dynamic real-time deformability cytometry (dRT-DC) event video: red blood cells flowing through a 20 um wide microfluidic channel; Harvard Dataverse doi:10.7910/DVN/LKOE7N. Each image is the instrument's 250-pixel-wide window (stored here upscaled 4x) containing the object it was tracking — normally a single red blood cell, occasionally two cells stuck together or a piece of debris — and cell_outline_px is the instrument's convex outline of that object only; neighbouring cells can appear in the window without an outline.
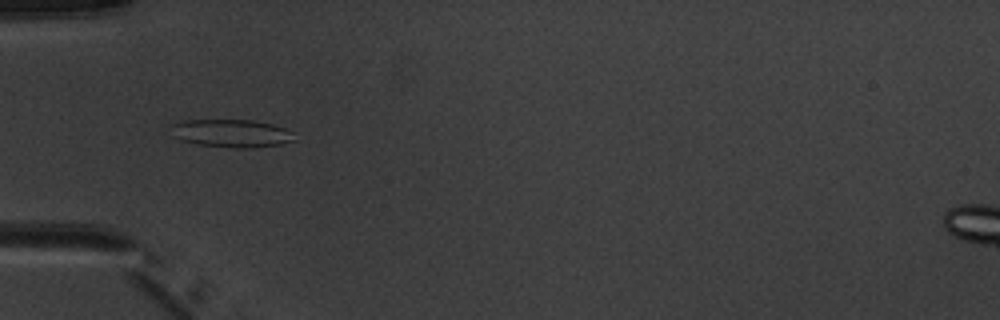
{"species": "common noctule bat (a hibernating species)", "species_latin": "Nyctalus noctula", "temperature_condition": "warm", "stored_images_in_passage": 7, "camera_frame_rate_fps": 3000, "um_per_image_px": 0.085, "animal": {"sex": "male", "body_mass_g": 20.1, "forearm_length_mm": 53.5}, "frame": {"image": 1, "passage_image": 5, "time_ms": 4.667, "image_size_px": [1000, 320], "cell_outline_px": [[296, 140], [280, 144], [252, 148], [236, 148], [196, 144], [180, 140], [172, 136], [168, 124], [184, 120], [252, 120], [272, 124], [284, 128], [292, 132]], "centroid_in_image_um": [19.6, 11.33], "position_along_channel_um": 65.4, "area_um2": 20.35}}
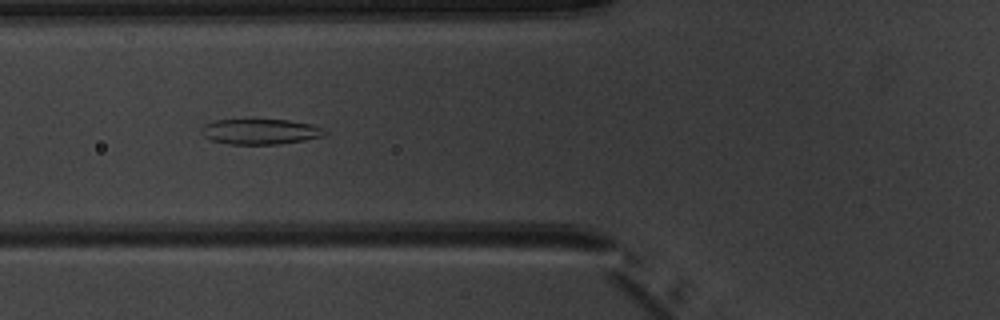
{"frame": {"image": 2, "passage_image": 6, "time_ms": 5.667, "image_size_px": [1000, 320], "cell_outline_px": [[328, 132], [324, 136], [304, 140], [276, 144], [228, 144], [212, 140], [204, 136], [200, 132], [200, 128], [204, 124], [216, 120], [248, 116], [288, 120], [312, 124], [324, 128]], "centroid_in_image_um": [22.09, 11.12], "position_along_channel_um": 103.7, "area_um2": 19.31}}
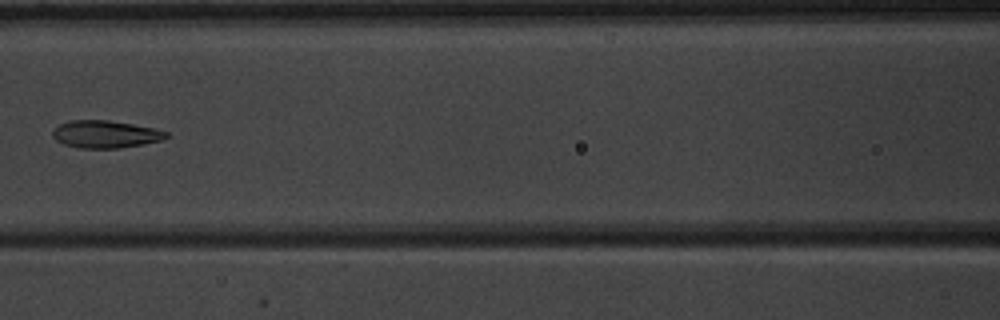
{"frame": {"image": 3, "passage_image": 7, "time_ms": 7.0, "image_size_px": [1000, 320], "cell_outline_px": [[172, 136], [160, 140], [144, 144], [120, 148], [80, 148], [64, 144], [56, 140], [52, 136], [52, 132], [60, 124], [72, 120], [108, 120], [132, 124], [152, 128], [168, 132]], "centroid_in_image_um": [8.98, 11.41], "position_along_channel_um": 157.6, "area_um2": 18.09}}